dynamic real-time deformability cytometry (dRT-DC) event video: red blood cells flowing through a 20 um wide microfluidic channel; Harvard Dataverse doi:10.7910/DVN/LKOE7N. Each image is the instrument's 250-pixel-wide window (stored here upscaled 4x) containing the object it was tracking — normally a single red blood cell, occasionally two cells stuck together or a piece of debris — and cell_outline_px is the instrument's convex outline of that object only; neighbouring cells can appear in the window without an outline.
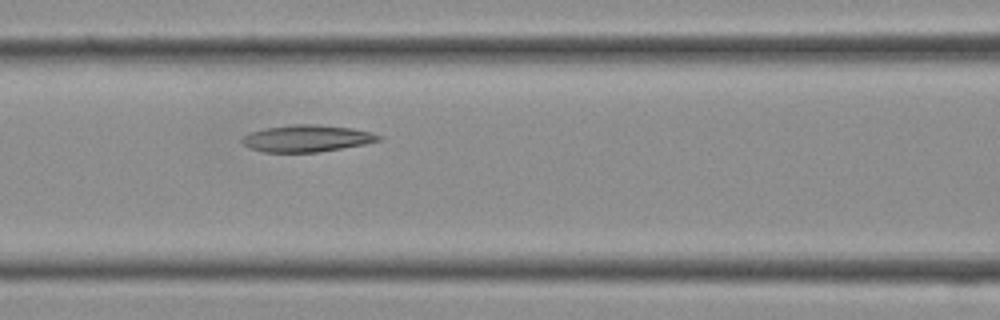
{"species": "Egyptian fruit bat (a non-hibernating species)", "species_latin": "Rousettus aegyptiacus", "temperature_condition": "cold", "stored_images_in_passage": 12, "camera_frame_rate_fps": 3000, "um_per_image_px": 0.085, "frame": {"image": 1, "passage_image": 12, "time_ms": 3.667, "image_size_px": [1000, 320], "cell_outline_px": [[384, 140], [364, 144], [316, 152], [264, 152], [248, 148], [240, 140], [240, 136], [248, 132], [264, 128], [292, 124], [316, 124], [352, 128], [372, 132], [384, 136]], "centroid_in_image_um": [26.06, 11.75], "position_along_channel_um": 140.5, "area_um2": 21.68}}